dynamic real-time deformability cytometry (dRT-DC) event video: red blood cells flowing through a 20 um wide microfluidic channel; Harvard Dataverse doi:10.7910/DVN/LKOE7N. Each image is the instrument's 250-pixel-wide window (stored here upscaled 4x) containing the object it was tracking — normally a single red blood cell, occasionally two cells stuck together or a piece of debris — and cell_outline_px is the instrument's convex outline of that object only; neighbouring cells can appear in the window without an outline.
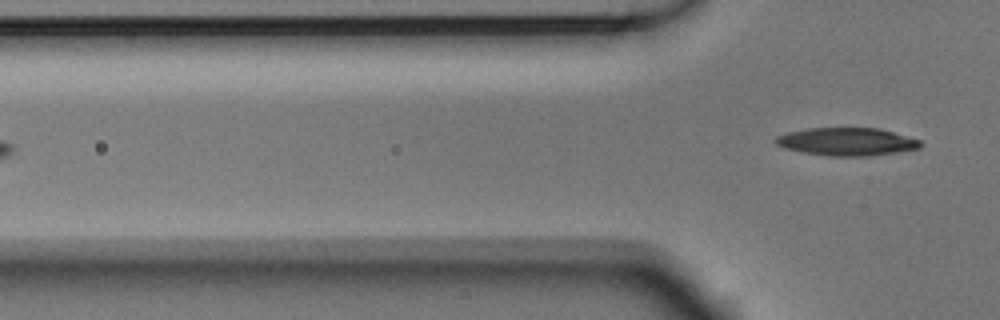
{"species": "Egyptian fruit bat (a non-hibernating species)", "species_latin": "Rousettus aegyptiacus", "temperature_condition": "room temperature", "stored_images_in_passage": 6, "camera_frame_rate_fps": 3000, "um_per_image_px": 0.085, "animal": {"sex": "male"}, "frame": {"image": 1, "passage_image": 6, "time_ms": 1.667, "image_size_px": [1000, 320], "cell_outline_px": [[924, 144], [920, 148], [896, 152], [868, 156], [828, 156], [800, 152], [784, 148], [776, 144], [772, 140], [776, 136], [788, 132], [804, 128], [880, 128], [920, 140]], "centroid_in_image_um": [71.94, 12.04], "position_along_channel_um": 53.9, "area_um2": 23.76}}